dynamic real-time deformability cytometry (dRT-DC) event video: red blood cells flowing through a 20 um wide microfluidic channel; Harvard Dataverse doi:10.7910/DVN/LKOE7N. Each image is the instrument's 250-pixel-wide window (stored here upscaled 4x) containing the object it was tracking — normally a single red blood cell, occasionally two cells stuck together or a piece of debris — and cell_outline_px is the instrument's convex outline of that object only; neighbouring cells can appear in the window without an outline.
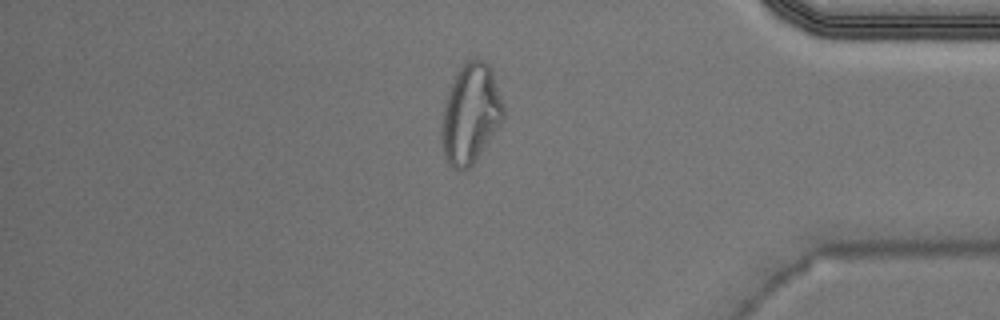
{"species": "Egyptian fruit bat (a non-hibernating species)", "species_latin": "Rousettus aegyptiacus", "temperature_condition": "warm", "stored_images_in_passage": 50, "camera_frame_rate_fps": 3000, "um_per_image_px": 0.085, "animal": {"sex": "male"}, "frame": {"image": 1, "passage_image": 43, "time_ms": 14.0, "image_size_px": [1000, 320], "cell_outline_px": [[504, 120], [472, 164], [464, 172], [460, 172], [452, 168], [448, 164], [444, 156], [440, 140], [440, 124], [444, 100], [460, 68], [472, 56], [484, 60], [488, 64], [492, 72], [504, 104]], "centroid_in_image_um": [39.97, 9.7], "position_along_channel_um": 395.2, "area_um2": 36.3}, "authors_computed_cell_mechanics": {"area_um2": 24.854, "velocity_mm_per_s": 3.9924, "shape_relaxation_time_tau1_ms": null, "shape_relaxation_time_tau2_ms": 1.3713, "deformation_change_tau1": null, "deformation_change_tau2": 0.1013}}